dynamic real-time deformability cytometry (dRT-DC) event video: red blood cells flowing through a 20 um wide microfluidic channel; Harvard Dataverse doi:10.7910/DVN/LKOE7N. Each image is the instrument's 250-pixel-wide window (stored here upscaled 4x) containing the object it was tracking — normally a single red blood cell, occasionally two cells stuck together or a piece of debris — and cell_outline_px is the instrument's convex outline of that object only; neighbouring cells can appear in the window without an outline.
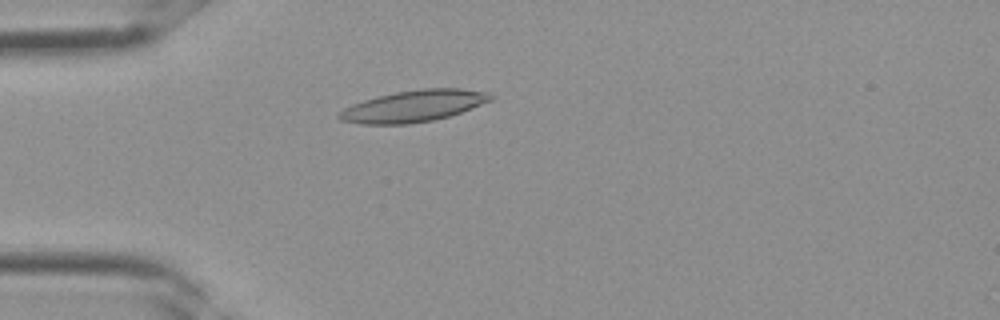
{"species": "Egyptian fruit bat (a non-hibernating species)", "species_latin": "Rousettus aegyptiacus", "temperature_condition": "room temperature", "stored_images_in_passage": 1, "camera_frame_rate_fps": 3000, "um_per_image_px": 0.085, "frame": {"image": 1, "passage_image": 1, "time_ms": 0.0, "image_size_px": [1000, 320], "cell_outline_px": [[496, 96], [492, 100], [472, 108], [448, 116], [432, 120], [408, 124], [360, 124], [340, 120], [336, 116], [344, 108], [352, 104], [376, 96], [396, 92], [420, 88], [460, 88], [488, 92]], "centroid_in_image_um": [35.16, 9.0], "position_along_channel_um": 49.8, "area_um2": 27.92}}